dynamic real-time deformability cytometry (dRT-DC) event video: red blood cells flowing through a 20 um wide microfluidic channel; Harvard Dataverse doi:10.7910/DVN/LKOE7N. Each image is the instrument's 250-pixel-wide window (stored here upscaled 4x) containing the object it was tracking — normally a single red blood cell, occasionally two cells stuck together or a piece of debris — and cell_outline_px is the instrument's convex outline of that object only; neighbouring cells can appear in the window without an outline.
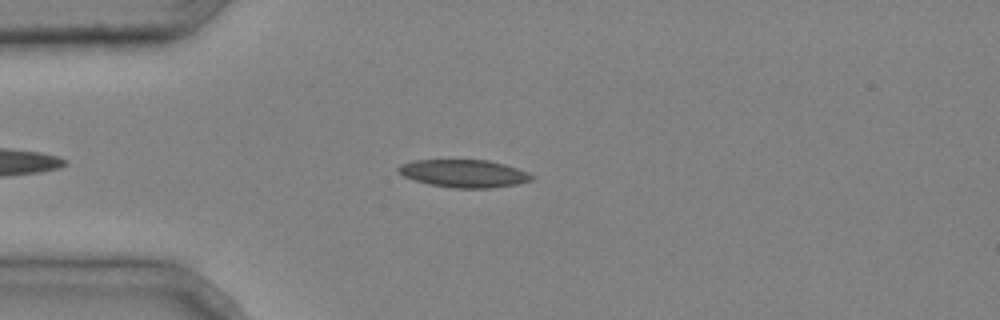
{"species": "common noctule bat (a hibernating species)", "species_latin": "Nyctalus noctula", "temperature_condition": "cold", "stored_images_in_passage": 3, "camera_frame_rate_fps": 3000, "um_per_image_px": 0.085, "animal": {"sex": "male", "body_mass_g": 20.4}, "frame": {"image": 1, "passage_image": 2, "time_ms": 0.333, "image_size_px": [1000, 320], "cell_outline_px": [[536, 180], [520, 184], [492, 188], [456, 188], [428, 184], [404, 176], [396, 172], [396, 168], [400, 164], [412, 160], [488, 160], [504, 164], [528, 172], [536, 176]], "centroid_in_image_um": [39.47, 14.75], "position_along_channel_um": 45.5, "area_um2": 21.85}}